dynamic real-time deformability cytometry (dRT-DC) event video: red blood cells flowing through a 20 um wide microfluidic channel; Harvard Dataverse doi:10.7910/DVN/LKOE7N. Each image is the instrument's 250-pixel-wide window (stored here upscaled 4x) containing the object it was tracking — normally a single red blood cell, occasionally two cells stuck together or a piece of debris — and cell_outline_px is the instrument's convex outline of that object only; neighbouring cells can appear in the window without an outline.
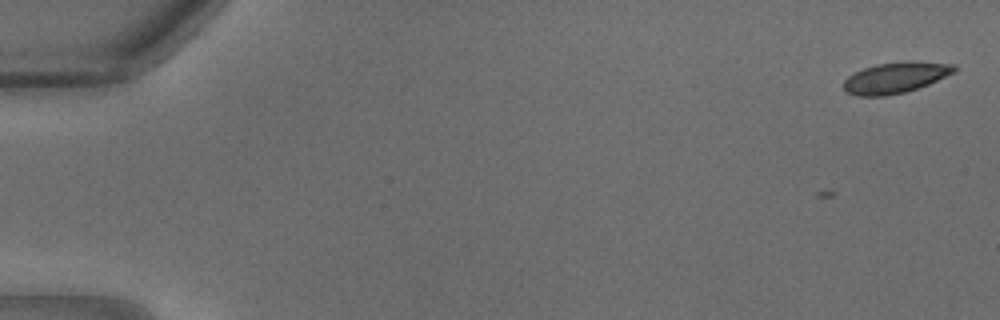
{"species": "common noctule bat (a hibernating species)", "species_latin": "Nyctalus noctula", "temperature_condition": "warm", "stored_images_in_passage": 2, "camera_frame_rate_fps": 3000, "um_per_image_px": 0.085, "animal": {"sex": "male", "body_mass_g": 18.8}, "frame": {"image": 1, "passage_image": 2, "time_ms": 0.333, "image_size_px": [1000, 320], "cell_outline_px": [[956, 72], [928, 84], [904, 92], [884, 96], [856, 96], [844, 92], [844, 80], [848, 76], [864, 68], [876, 64], [956, 64]], "centroid_in_image_um": [76.03, 6.66], "position_along_channel_um": 9.0, "area_um2": 18.9}}